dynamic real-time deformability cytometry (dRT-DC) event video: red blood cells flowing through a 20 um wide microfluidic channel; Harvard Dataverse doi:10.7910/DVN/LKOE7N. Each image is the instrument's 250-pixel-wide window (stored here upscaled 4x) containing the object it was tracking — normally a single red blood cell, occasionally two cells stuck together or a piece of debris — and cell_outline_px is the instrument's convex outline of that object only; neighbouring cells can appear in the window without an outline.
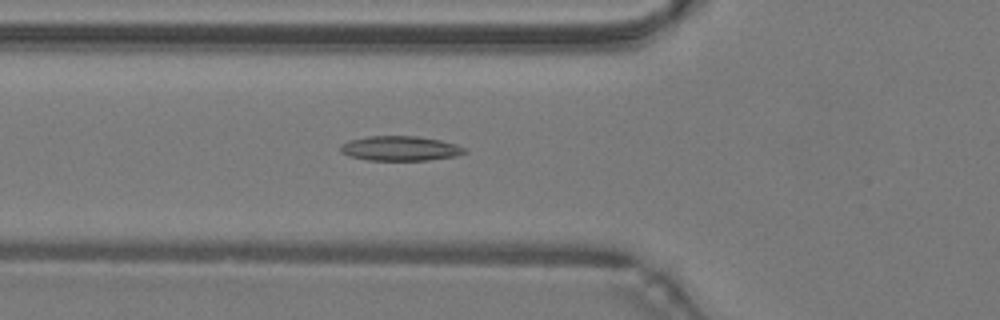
{"species": "common noctule bat (a hibernating species)", "species_latin": "Nyctalus noctula", "temperature_condition": "warm", "stored_images_in_passage": 35, "camera_frame_rate_fps": 3000, "um_per_image_px": 0.085, "animal": {"sex": "male", "body_mass_g": 19.2, "forearm_length_mm": 51.8}, "frame": {"image": 1, "passage_image": 4, "time_ms": 1.0, "image_size_px": [1000, 320], "cell_outline_px": [[468, 152], [456, 156], [428, 160], [368, 160], [348, 156], [340, 152], [340, 144], [348, 140], [368, 136], [416, 136], [440, 140], [456, 144], [464, 148]], "centroid_in_image_um": [33.98, 12.61], "position_along_channel_um": 91.8, "area_um2": 17.98}}
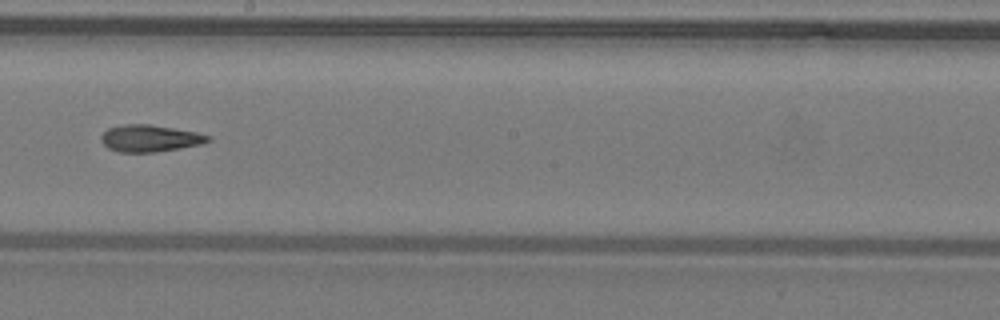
{"frame": {"image": 2, "passage_image": 14, "time_ms": 4.333, "image_size_px": [1000, 320], "cell_outline_px": [[212, 140], [204, 144], [156, 152], [120, 152], [108, 148], [100, 140], [100, 136], [108, 128], [124, 124], [148, 124], [196, 132], [212, 136]], "centroid_in_image_um": [12.77, 11.76], "position_along_channel_um": 235.4, "area_um2": 16.82}}
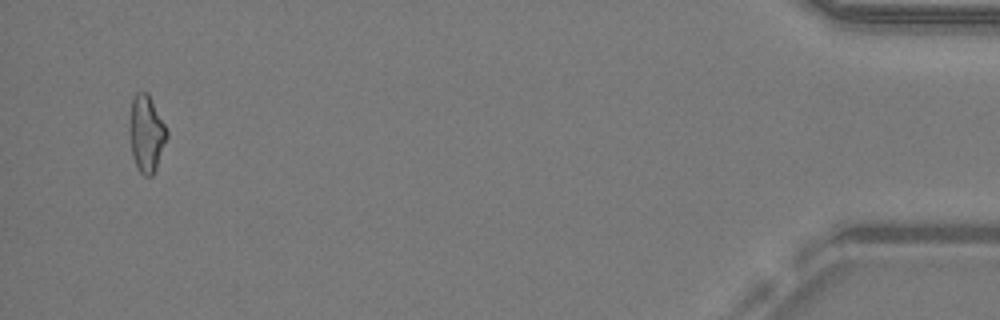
{"frame": {"image": 3, "passage_image": 33, "time_ms": 10.667, "image_size_px": [1000, 320], "cell_outline_px": [[168, 136], [156, 168], [152, 176], [144, 176], [140, 172], [132, 156], [128, 128], [128, 120], [132, 96], [136, 92], [148, 92], [168, 132]], "centroid_in_image_um": [12.41, 11.32], "position_along_channel_um": 422.8, "area_um2": 16.94}, "authors_computed_cell_mechanics": {"area_um2": 16.5308, "velocity_mm_per_s": 4.2973, "shape_relaxation_time_tau1_ms": null, "shape_relaxation_time_tau2_ms": 6.3403, "deformation_change_tau1": null, "deformation_change_tau2": 0.1922}}